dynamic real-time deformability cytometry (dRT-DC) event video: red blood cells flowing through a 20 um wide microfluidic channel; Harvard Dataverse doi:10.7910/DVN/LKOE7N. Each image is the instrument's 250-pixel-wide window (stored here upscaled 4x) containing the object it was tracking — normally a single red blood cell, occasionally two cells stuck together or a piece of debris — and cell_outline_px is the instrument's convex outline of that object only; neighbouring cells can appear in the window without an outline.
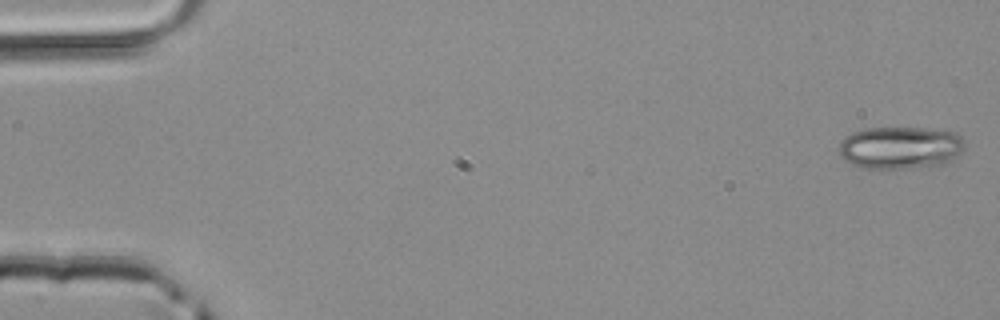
{"species": "common noctule bat (a hibernating species)", "species_latin": "Nyctalus noctula", "temperature_condition": "room temperature", "stored_images_in_passage": 50, "camera_frame_rate_fps": 3000, "um_per_image_px": 0.085, "animal": {"sex": "male", "body_mass_g": 20.4}, "frame": {"image": 1, "passage_image": 1, "time_ms": 0.0, "image_size_px": [1000, 320], "cell_outline_px": [[964, 144], [960, 152], [952, 164], [908, 168], [864, 168], [852, 164], [844, 160], [840, 156], [840, 140], [844, 136], [852, 132], [864, 128], [924, 128], [956, 132], [964, 140]], "centroid_in_image_um": [76.54, 12.55], "position_along_channel_um": 8.5, "area_um2": 31.5}}
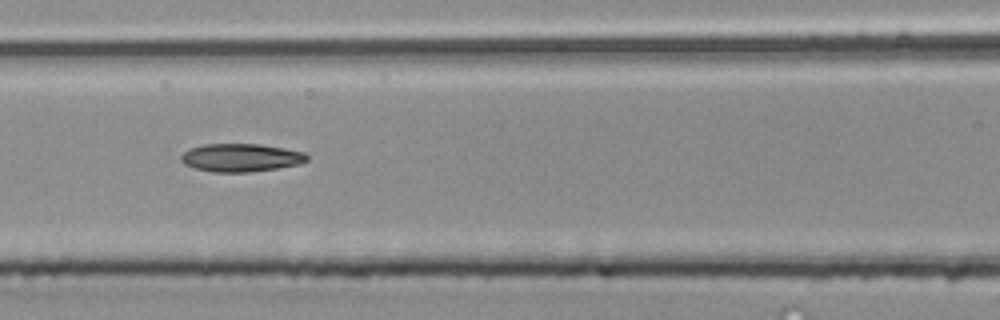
{"frame": {"image": 2, "passage_image": 22, "time_ms": 7.0, "image_size_px": [1000, 320], "cell_outline_px": [[308, 160], [300, 164], [276, 168], [248, 172], [212, 172], [192, 168], [184, 164], [180, 160], [180, 156], [184, 152], [192, 148], [204, 144], [260, 144], [284, 148], [304, 152], [308, 156]], "centroid_in_image_um": [20.46, 13.4], "position_along_channel_um": 146.1, "area_um2": 20.63}}
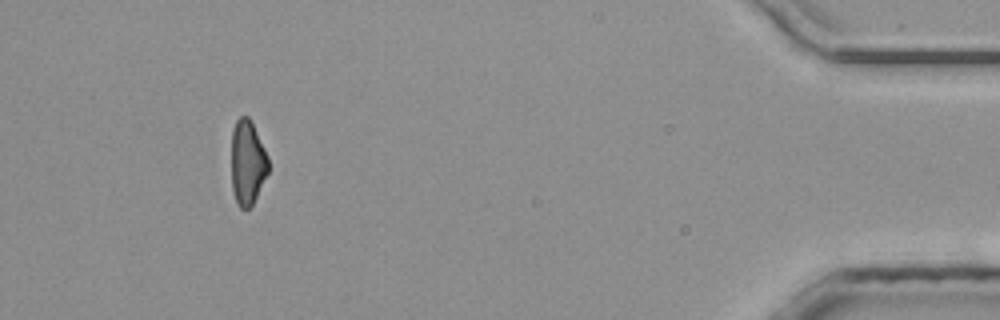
{"frame": {"image": 3, "passage_image": 46, "time_ms": 15.0, "image_size_px": [1000, 320], "cell_outline_px": [[268, 172], [252, 204], [248, 208], [240, 208], [236, 200], [232, 188], [232, 128], [236, 120], [240, 116], [248, 116], [268, 156]], "centroid_in_image_um": [21.02, 13.79], "position_along_channel_um": 414.2, "area_um2": 17.86}}